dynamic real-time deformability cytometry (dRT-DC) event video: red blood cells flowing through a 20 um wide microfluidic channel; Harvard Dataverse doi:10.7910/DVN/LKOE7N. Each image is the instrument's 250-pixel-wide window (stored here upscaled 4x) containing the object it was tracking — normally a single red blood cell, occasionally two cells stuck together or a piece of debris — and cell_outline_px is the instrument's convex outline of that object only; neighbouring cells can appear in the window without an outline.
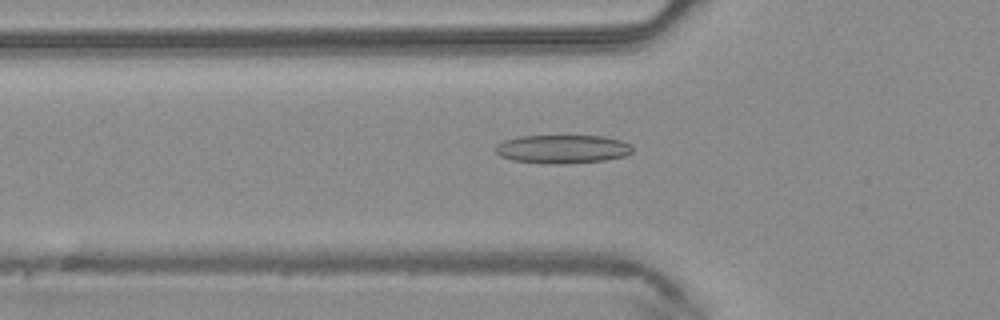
{"species": "common noctule bat (a hibernating species)", "species_latin": "Nyctalus noctula", "temperature_condition": "warm", "stored_images_in_passage": 43, "camera_frame_rate_fps": 3000, "um_per_image_px": 0.085, "animal": {"sex": "male", "body_mass_g": 20.4}, "frame": {"image": 1, "passage_image": 12, "time_ms": 3.667, "image_size_px": [1000, 320], "cell_outline_px": [[632, 152], [624, 156], [604, 160], [560, 164], [552, 164], [512, 160], [500, 156], [496, 152], [496, 144], [504, 140], [516, 136], [604, 136], [620, 140], [628, 144], [632, 148]], "centroid_in_image_um": [47.77, 12.66], "position_along_channel_um": 78.0, "area_um2": 22.66}}
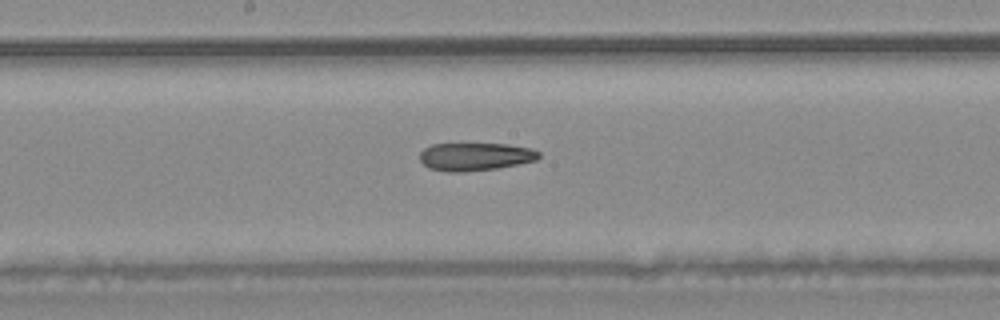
{"frame": {"image": 2, "passage_image": 21, "time_ms": 6.667, "image_size_px": [1000, 320], "cell_outline_px": [[540, 156], [536, 160], [496, 168], [464, 172], [448, 172], [428, 168], [420, 160], [420, 152], [424, 148], [432, 144], [508, 144], [532, 148], [540, 152]], "centroid_in_image_um": [40.38, 13.31], "position_along_channel_um": 207.8, "area_um2": 19.36}}
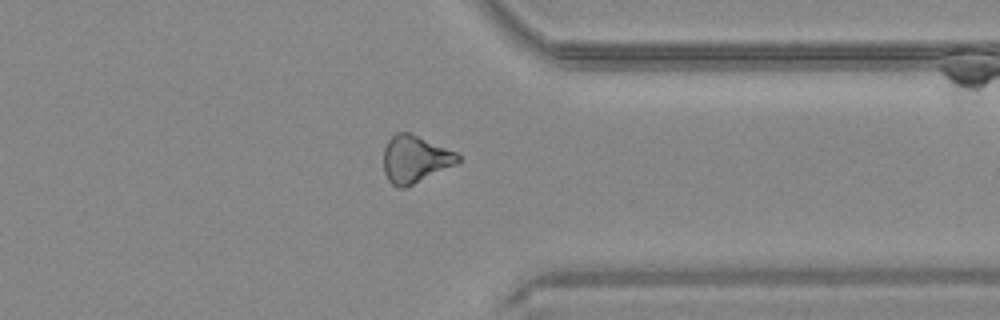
{"frame": {"image": 3, "passage_image": 33, "time_ms": 10.667, "image_size_px": [1000, 320], "cell_outline_px": [[460, 160], [456, 164], [404, 188], [396, 188], [388, 180], [384, 172], [384, 148], [388, 140], [396, 132], [408, 132], [456, 152], [460, 156]], "centroid_in_image_um": [35.25, 13.53], "position_along_channel_um": 376.2, "area_um2": 20.23}}